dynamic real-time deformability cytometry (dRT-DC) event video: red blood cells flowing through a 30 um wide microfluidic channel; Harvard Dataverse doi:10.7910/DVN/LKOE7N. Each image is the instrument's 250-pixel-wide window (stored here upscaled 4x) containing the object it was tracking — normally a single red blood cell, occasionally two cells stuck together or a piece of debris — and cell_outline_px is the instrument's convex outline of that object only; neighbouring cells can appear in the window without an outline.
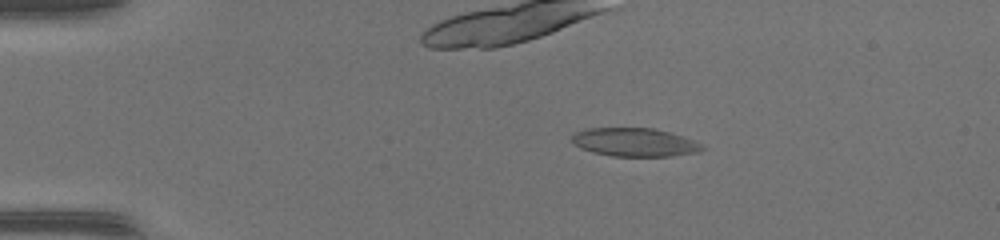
{"species": "common noctule bat (a hibernating species)", "species_latin": "Nyctalus noctula", "temperature_condition": "warm", "stored_images_in_passage": 47, "camera_frame_rate_fps": 3000, "um_per_image_px": 0.085, "animal": {"sex": "female", "body_mass_g": 17.0, "forearm_length_mm": 48.0}, "frame": {"image": 1, "passage_image": 7, "time_ms": 2.0, "image_size_px": [1000, 240], "cell_outline_px": [[704, 148], [700, 152], [668, 156], [612, 156], [592, 152], [580, 148], [572, 144], [572, 136], [576, 132], [584, 128], [652, 128], [684, 136], [696, 140], [704, 144]], "centroid_in_image_um": [53.95, 12.09], "position_along_channel_um": 31.0, "area_um2": 21.79}}
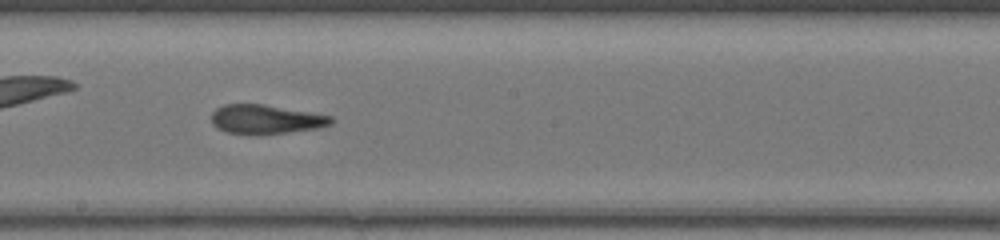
{"frame": {"image": 2, "passage_image": 26, "time_ms": 8.333, "image_size_px": [1000, 240], "cell_outline_px": [[332, 124], [316, 128], [288, 132], [224, 132], [216, 128], [212, 124], [212, 112], [216, 108], [224, 104], [264, 104], [332, 116]], "centroid_in_image_um": [22.57, 10.1], "position_along_channel_um": 225.6, "area_um2": 19.65}}
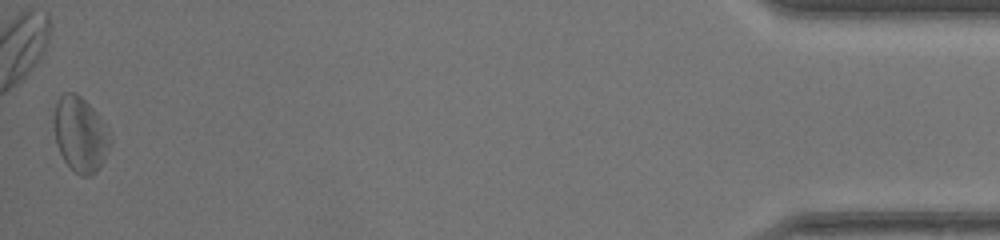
{"frame": {"image": 3, "passage_image": 47, "time_ms": 15.333, "image_size_px": [1000, 240], "cell_outline_px": [[112, 140], [104, 160], [96, 172], [88, 176], [80, 176], [64, 160], [56, 144], [52, 128], [52, 120], [56, 100], [64, 92], [76, 92], [96, 112]], "centroid_in_image_um": [6.77, 11.4], "position_along_channel_um": 428.4, "area_um2": 24.62}, "authors_computed_cell_mechanics": {"area_um2": 21.675, "velocity_mm_per_s": 4.1756, "shape_relaxation_time_tau1_ms": 10.2904, "shape_relaxation_time_tau2_ms": 3.0356, "deformation_change_tau1": 0.2779, "deformation_change_tau2": 0.1416}}